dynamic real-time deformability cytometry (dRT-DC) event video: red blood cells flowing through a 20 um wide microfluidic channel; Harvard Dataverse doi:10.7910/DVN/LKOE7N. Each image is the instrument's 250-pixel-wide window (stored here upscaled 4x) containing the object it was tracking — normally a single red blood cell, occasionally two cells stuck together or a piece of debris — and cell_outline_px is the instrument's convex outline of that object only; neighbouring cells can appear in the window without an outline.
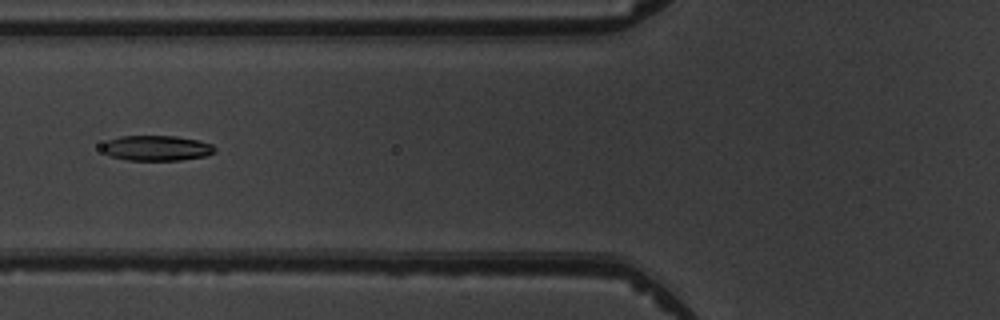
{"species": "common noctule bat (a hibernating species)", "species_latin": "Nyctalus noctula", "temperature_condition": "warm", "stored_images_in_passage": 3, "camera_frame_rate_fps": 3000, "um_per_image_px": 0.085, "animal": {"sex": "male", "body_mass_g": 19.5, "forearm_length_mm": 54.6}, "frame": {"image": 1, "passage_image": 2, "time_ms": 1.333, "image_size_px": [1000, 320], "cell_outline_px": [[216, 152], [204, 156], [180, 160], [128, 160], [108, 156], [100, 148], [108, 140], [120, 136], [176, 136], [196, 140], [212, 144], [216, 148]], "centroid_in_image_um": [13.29, 12.59], "position_along_channel_um": 112.5, "area_um2": 16.59}}
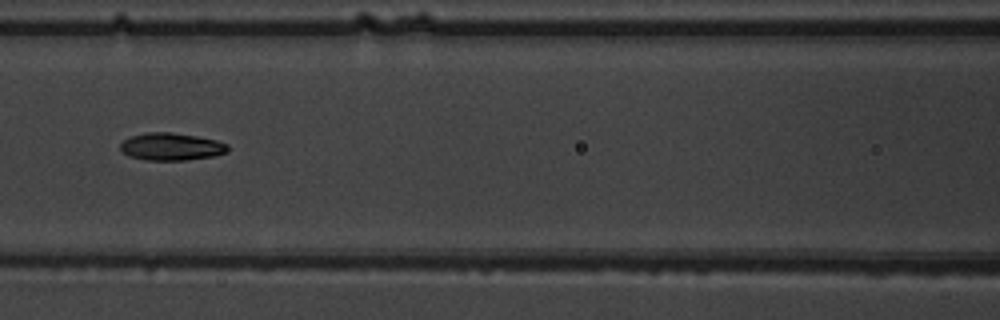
{"frame": {"image": 2, "passage_image": 3, "time_ms": 2.333, "image_size_px": [1000, 320], "cell_outline_px": [[228, 152], [212, 156], [184, 160], [148, 160], [128, 156], [120, 148], [120, 144], [124, 140], [132, 136], [148, 132], [168, 132], [196, 136], [216, 140], [228, 144]], "centroid_in_image_um": [14.56, 12.46], "position_along_channel_um": 152.0, "area_um2": 16.99}}